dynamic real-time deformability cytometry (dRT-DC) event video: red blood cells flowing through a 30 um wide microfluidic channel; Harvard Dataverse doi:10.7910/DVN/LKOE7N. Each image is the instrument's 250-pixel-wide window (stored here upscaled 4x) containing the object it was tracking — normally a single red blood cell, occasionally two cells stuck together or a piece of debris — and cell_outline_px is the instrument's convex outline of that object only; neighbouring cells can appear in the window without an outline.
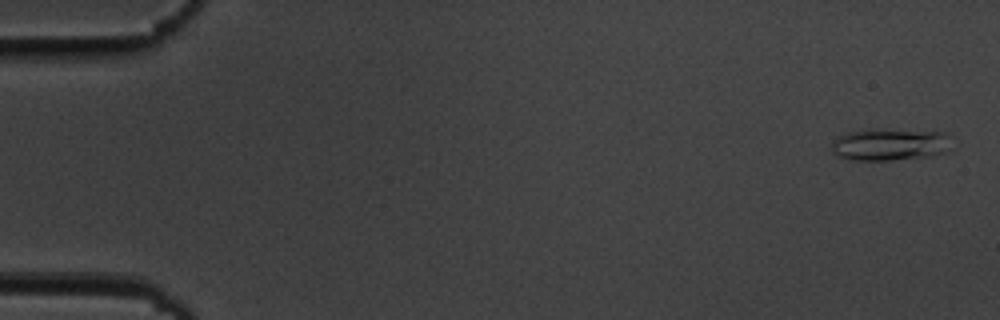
{"species": "common noctule bat (a hibernating species)", "species_latin": "Nyctalus noctula", "temperature_condition": "cold", "stored_images_in_passage": 54, "camera_frame_rate_fps": 3000, "um_per_image_px": 0.085, "animal": {"sex": "male", "body_mass_g": 19.5, "forearm_length_mm": 54.6}, "frame": {"image": 1, "passage_image": 1, "time_ms": 0.0, "image_size_px": [1000, 320], "cell_outline_px": [[948, 152], [928, 156], [892, 160], [852, 160], [836, 156], [832, 152], [832, 140], [836, 136], [848, 132], [868, 128], [888, 128], [948, 132]], "centroid_in_image_um": [75.59, 12.25], "position_along_channel_um": 9.4, "area_um2": 23.06}}
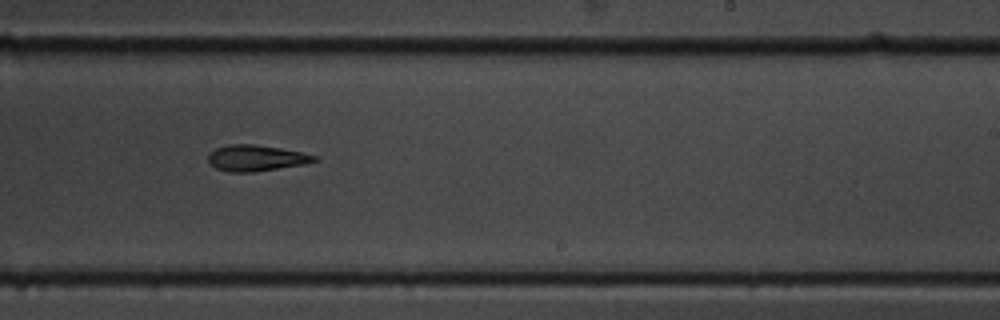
{"frame": {"image": 2, "passage_image": 33, "time_ms": 10.667, "image_size_px": [1000, 320], "cell_outline_px": [[320, 160], [304, 164], [252, 172], [228, 172], [216, 168], [208, 164], [208, 152], [216, 148], [228, 144], [256, 144], [280, 148], [300, 152], [316, 156]], "centroid_in_image_um": [21.71, 13.43], "position_along_channel_um": 267.3, "area_um2": 16.18}}
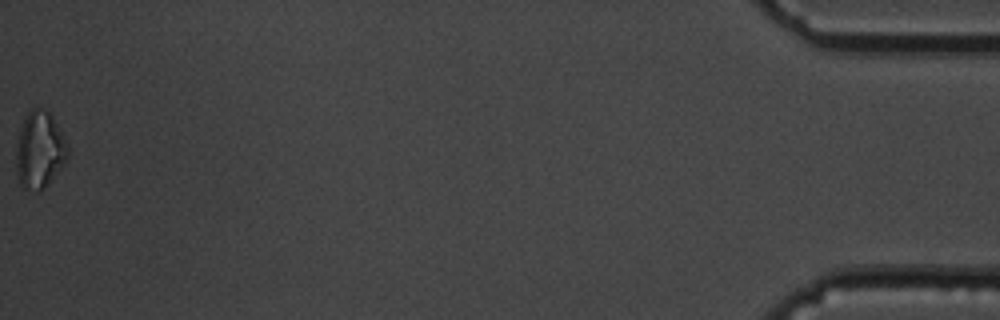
{"frame": {"image": 3, "passage_image": 54, "time_ms": 17.667, "image_size_px": [1000, 320], "cell_outline_px": [[68, 156], [64, 164], [44, 188], [40, 192], [36, 192], [24, 188], [20, 184], [16, 172], [16, 144], [20, 128], [28, 112], [32, 108], [40, 108], [48, 112], [52, 116], [68, 144]], "centroid_in_image_um": [3.35, 12.77], "position_along_channel_um": 431.8, "area_um2": 23.12}, "authors_computed_cell_mechanics": {"area_um2": 16.7331, "velocity_mm_per_s": 3.6967, "shape_relaxation_time_tau1_ms": 5.0097, "shape_relaxation_time_tau2_ms": null, "deformation_change_tau1": 0.1684, "deformation_change_tau2": null}}